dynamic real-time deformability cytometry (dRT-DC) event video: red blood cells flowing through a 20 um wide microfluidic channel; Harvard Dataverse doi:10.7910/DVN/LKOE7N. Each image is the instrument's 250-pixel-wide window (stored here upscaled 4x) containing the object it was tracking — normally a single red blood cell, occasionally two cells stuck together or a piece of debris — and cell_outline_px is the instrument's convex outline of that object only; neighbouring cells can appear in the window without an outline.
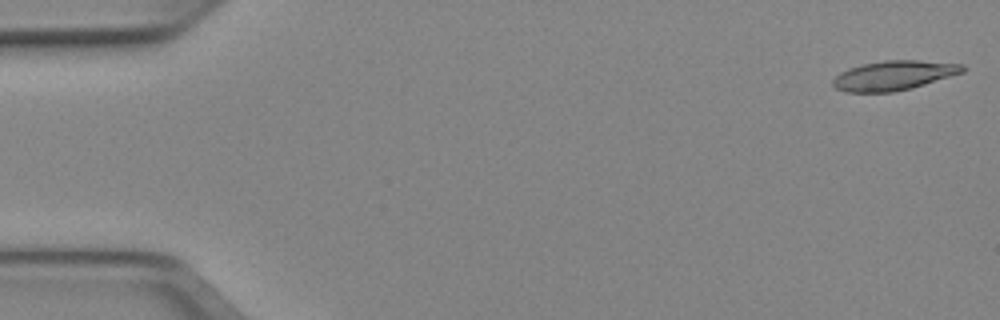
{"species": "Egyptian fruit bat (a non-hibernating species)", "species_latin": "Rousettus aegyptiacus", "temperature_condition": "cold", "stored_images_in_passage": 5, "camera_frame_rate_fps": 3000, "um_per_image_px": 0.085, "animal": {"sex": "female"}, "frame": {"image": 1, "passage_image": 1, "time_ms": 0.0, "image_size_px": [1000, 320], "cell_outline_px": [[964, 72], [912, 88], [892, 92], [844, 92], [836, 88], [832, 84], [832, 80], [840, 72], [848, 68], [860, 64], [884, 60], [920, 60], [964, 64]], "centroid_in_image_um": [75.95, 6.4], "position_along_channel_um": 9.1, "area_um2": 22.43}}
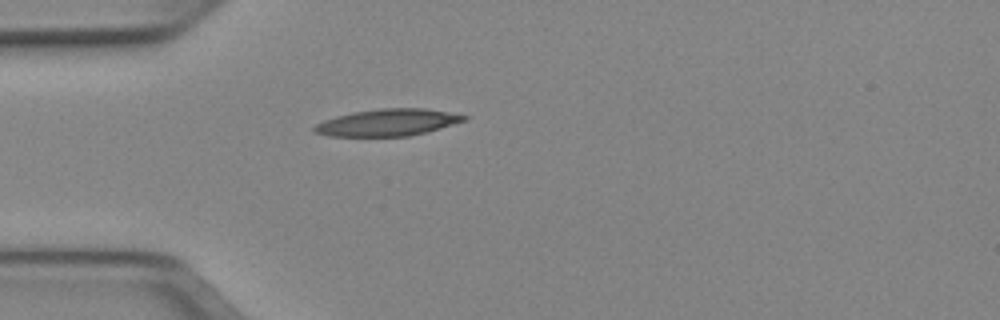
{"frame": {"image": 2, "passage_image": 5, "time_ms": 1.333, "image_size_px": [1000, 320], "cell_outline_px": [[468, 120], [440, 128], [408, 136], [328, 136], [312, 132], [312, 128], [316, 124], [324, 120], [336, 116], [352, 112], [380, 108], [424, 108], [448, 112], [468, 116]], "centroid_in_image_um": [32.92, 10.41], "position_along_channel_um": 52.1, "area_um2": 23.47}}